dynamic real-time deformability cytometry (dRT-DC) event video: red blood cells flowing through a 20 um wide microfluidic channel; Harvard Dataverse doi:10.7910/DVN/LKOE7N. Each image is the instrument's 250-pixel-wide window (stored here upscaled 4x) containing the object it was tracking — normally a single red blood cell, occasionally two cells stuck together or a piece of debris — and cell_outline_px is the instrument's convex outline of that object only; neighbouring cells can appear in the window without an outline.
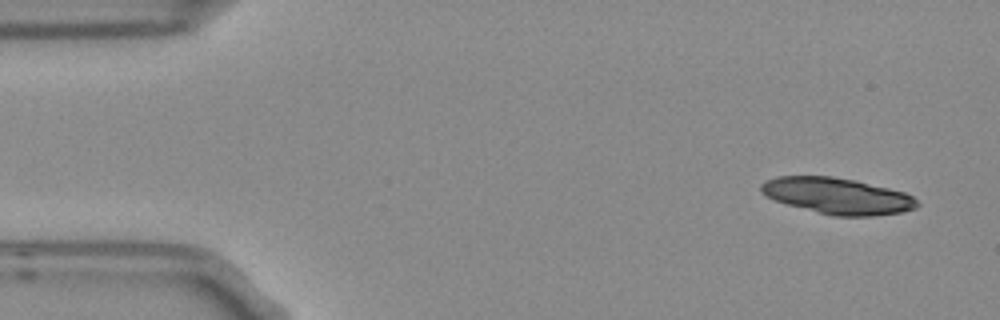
{"species": "Egyptian fruit bat (a non-hibernating species)", "species_latin": "Rousettus aegyptiacus", "temperature_condition": "room temperature", "stored_images_in_passage": 7, "segment_of_instrument_passage": [1, 2], "camera_frame_rate_fps": 3000, "um_per_image_px": 0.085, "frame": {"image": 1, "passage_image": 1, "time_ms": 0.0, "image_size_px": [1000, 320], "cell_outline_px": [[920, 204], [916, 208], [900, 212], [872, 216], [836, 216], [788, 204], [776, 200], [768, 196], [760, 188], [760, 184], [776, 176], [832, 176], [856, 180], [904, 192], [912, 196]], "centroid_in_image_um": [71.22, 16.64], "position_along_channel_um": 13.8, "area_um2": 32.43}}